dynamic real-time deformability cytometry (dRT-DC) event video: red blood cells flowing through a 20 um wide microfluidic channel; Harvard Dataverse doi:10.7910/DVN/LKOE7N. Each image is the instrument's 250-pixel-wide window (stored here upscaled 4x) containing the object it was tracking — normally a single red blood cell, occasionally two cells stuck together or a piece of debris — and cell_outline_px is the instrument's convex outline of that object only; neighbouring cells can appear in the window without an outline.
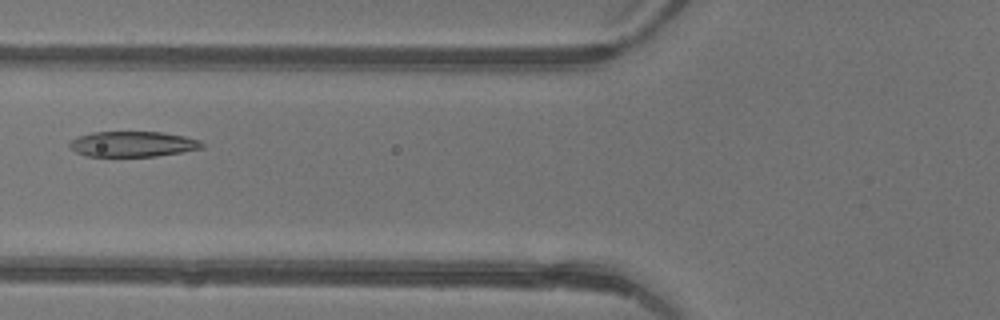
{"species": "common noctule bat (a hibernating species)", "species_latin": "Nyctalus noctula", "temperature_condition": "warm", "stored_images_in_passage": 6, "camera_frame_rate_fps": 3000, "um_per_image_px": 0.085, "animal": {"sex": "female"}, "frame": {"image": 1, "passage_image": 6, "time_ms": 1.667, "image_size_px": [1000, 320], "cell_outline_px": [[204, 148], [156, 156], [84, 156], [76, 152], [68, 144], [68, 140], [92, 132], [160, 132], [184, 136], [200, 140], [204, 144]], "centroid_in_image_um": [11.27, 12.24], "position_along_channel_um": 114.5, "area_um2": 19.59}}